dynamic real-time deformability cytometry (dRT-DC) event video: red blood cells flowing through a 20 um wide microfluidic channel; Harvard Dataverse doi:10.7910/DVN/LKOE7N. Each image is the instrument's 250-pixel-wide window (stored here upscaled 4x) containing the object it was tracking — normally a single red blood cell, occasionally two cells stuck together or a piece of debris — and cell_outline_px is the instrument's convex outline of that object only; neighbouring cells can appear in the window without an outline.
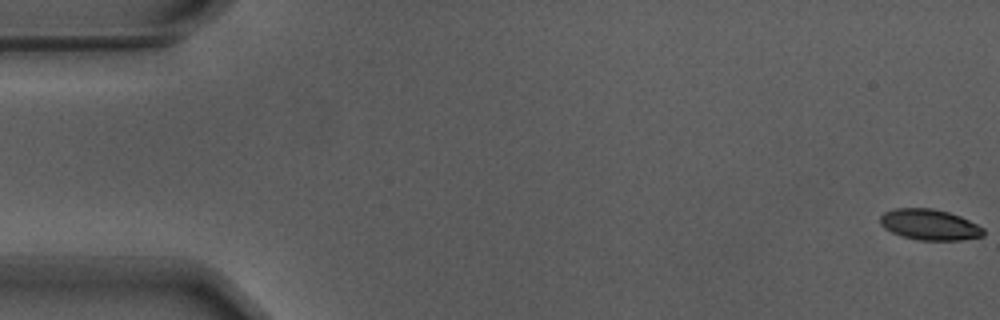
{"species": "Egyptian fruit bat (a non-hibernating species)", "species_latin": "Rousettus aegyptiacus", "temperature_condition": "warm", "stored_images_in_passage": 56, "camera_frame_rate_fps": 3000, "um_per_image_px": 0.085, "animal": {"sex": "male"}, "frame": {"image": 1, "passage_image": 1, "time_ms": 0.0, "image_size_px": [1000, 320], "cell_outline_px": [[984, 236], [960, 240], [920, 240], [900, 236], [884, 228], [880, 224], [880, 216], [884, 212], [892, 208], [932, 208], [948, 212], [960, 216], [984, 228]], "centroid_in_image_um": [78.99, 19.09], "position_along_channel_um": 6.0, "area_um2": 18.61}}
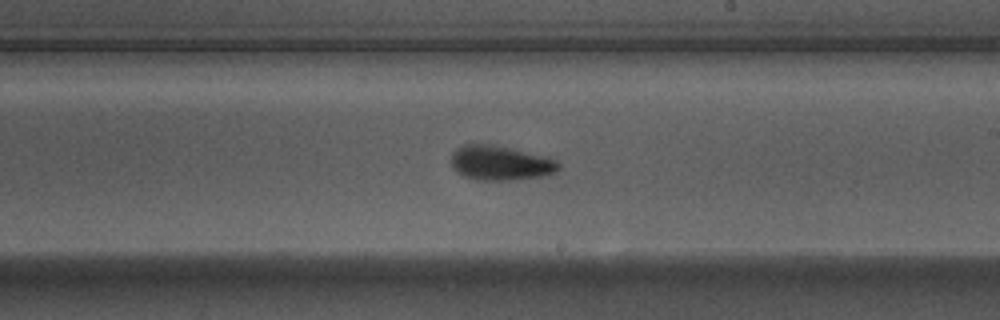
{"frame": {"image": 2, "passage_image": 33, "time_ms": 10.667, "image_size_px": [1000, 320], "cell_outline_px": [[560, 168], [556, 172], [544, 176], [508, 180], [476, 180], [464, 176], [456, 172], [452, 168], [452, 152], [456, 148], [464, 144], [484, 144], [508, 148], [548, 156], [556, 160], [560, 164]], "centroid_in_image_um": [42.54, 13.86], "position_along_channel_um": 246.5, "area_um2": 21.68}}
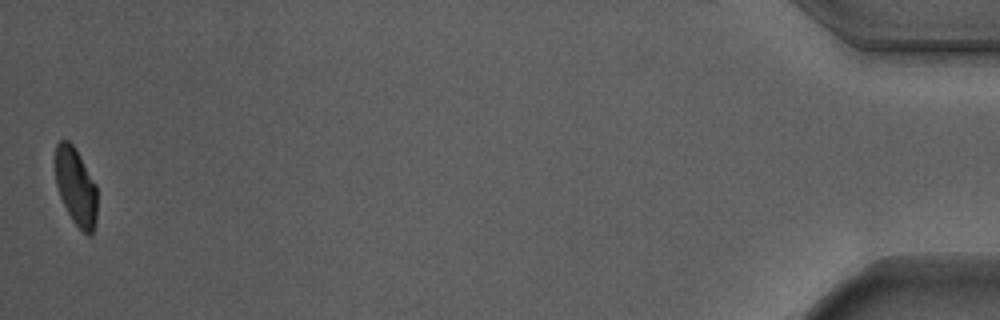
{"frame": {"image": 3, "passage_image": 56, "time_ms": 18.333, "image_size_px": [1000, 320], "cell_outline_px": [[96, 220], [92, 236], [88, 236], [72, 220], [60, 196], [56, 184], [56, 144], [60, 140], [68, 140], [72, 144], [96, 184]], "centroid_in_image_um": [6.46, 15.89], "position_along_channel_um": 428.7, "area_um2": 18.55}, "authors_computed_cell_mechanics": {"area_um2": 20.6346, "velocity_mm_per_s": 3.6946, "shape_relaxation_time_tau1_ms": 3.3765, "shape_relaxation_time_tau2_ms": 2.6622, "deformation_change_tau1": 0.1426, "deformation_change_tau2": 0.079}}